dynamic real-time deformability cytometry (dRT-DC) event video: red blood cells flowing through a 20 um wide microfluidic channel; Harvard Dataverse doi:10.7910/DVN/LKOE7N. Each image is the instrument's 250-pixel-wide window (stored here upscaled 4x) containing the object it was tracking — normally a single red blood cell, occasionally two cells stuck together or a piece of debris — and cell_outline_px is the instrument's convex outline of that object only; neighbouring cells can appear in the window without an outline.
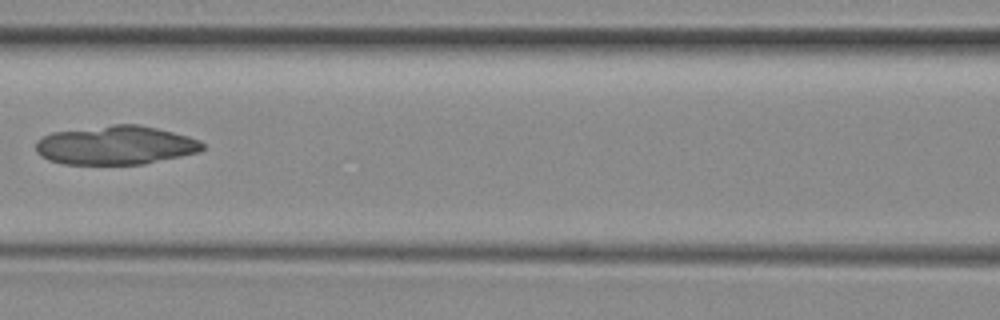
{"species": "common noctule bat (a hibernating species)", "species_latin": "Nyctalus noctula", "temperature_condition": "room temperature", "stored_images_in_passage": 6, "camera_frame_rate_fps": 3000, "um_per_image_px": 0.085, "animal": {"sex": "female", "body_mass_g": 29.2, "forearm_length_mm": 56.3}, "frame": {"image": 1, "passage_image": 6, "time_ms": 6.0, "image_size_px": [1000, 320], "cell_outline_px": [[204, 148], [200, 152], [144, 164], [64, 164], [48, 160], [40, 156], [36, 152], [36, 140], [52, 132], [112, 124], [140, 124], [188, 136], [200, 140], [204, 144]], "centroid_in_image_um": [9.82, 12.34], "position_along_channel_um": 156.8, "area_um2": 37.92}}